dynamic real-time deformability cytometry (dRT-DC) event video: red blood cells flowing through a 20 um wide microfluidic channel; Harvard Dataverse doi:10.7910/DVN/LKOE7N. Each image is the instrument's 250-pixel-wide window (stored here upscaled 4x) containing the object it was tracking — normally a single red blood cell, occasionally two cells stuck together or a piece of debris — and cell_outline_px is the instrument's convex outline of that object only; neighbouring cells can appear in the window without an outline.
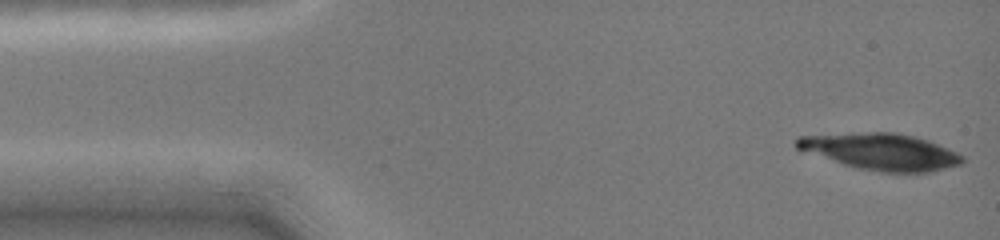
{"species": "common noctule bat (a hibernating species)", "species_latin": "Nyctalus noctula", "temperature_condition": "cold", "stored_images_in_passage": 60, "camera_frame_rate_fps": 3000, "um_per_image_px": 0.085, "animal": {"sex": "female", "body_mass_g": 19.0, "forearm_length_mm": 51.5}, "frame": {"image": 1, "passage_image": 1, "time_ms": 0.0, "image_size_px": [1000, 240], "cell_outline_px": [[964, 164], [932, 172], [884, 172], [856, 168], [800, 152], [796, 148], [796, 136], [872, 132], [896, 132], [916, 136], [928, 140], [948, 148], [964, 156]], "centroid_in_image_um": [74.86, 12.89], "position_along_channel_um": 10.1, "area_um2": 35.78}}